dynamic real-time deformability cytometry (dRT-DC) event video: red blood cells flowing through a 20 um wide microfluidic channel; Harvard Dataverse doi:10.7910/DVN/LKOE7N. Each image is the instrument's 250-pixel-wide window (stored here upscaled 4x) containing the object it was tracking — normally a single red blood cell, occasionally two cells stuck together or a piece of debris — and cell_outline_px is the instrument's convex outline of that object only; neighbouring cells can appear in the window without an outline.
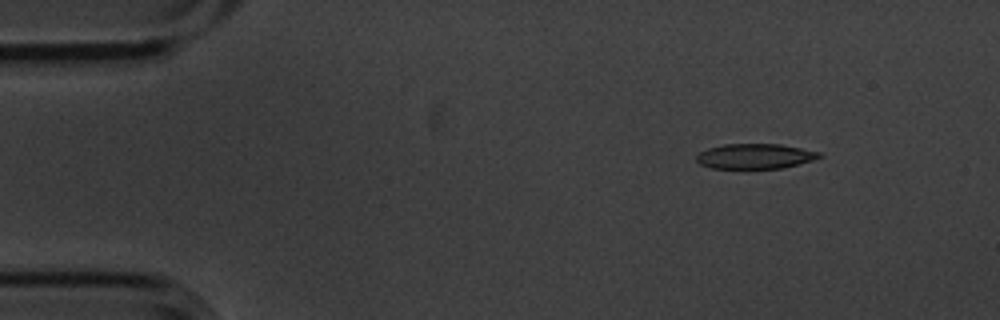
{"species": "common noctule bat (a hibernating species)", "species_latin": "Nyctalus noctula", "temperature_condition": "cold", "stored_images_in_passage": 4, "camera_frame_rate_fps": 3000, "um_per_image_px": 0.085, "animal": {"sex": "male", "body_mass_g": 20.1, "forearm_length_mm": 53.5}, "frame": {"image": 1, "passage_image": 1, "time_ms": 0.0, "image_size_px": [1000, 320], "cell_outline_px": [[824, 156], [812, 160], [780, 168], [712, 168], [700, 164], [696, 160], [696, 156], [700, 152], [708, 148], [724, 144], [780, 144], [820, 152]], "centroid_in_image_um": [64.16, 13.27], "position_along_channel_um": 20.8, "area_um2": 17.74}}
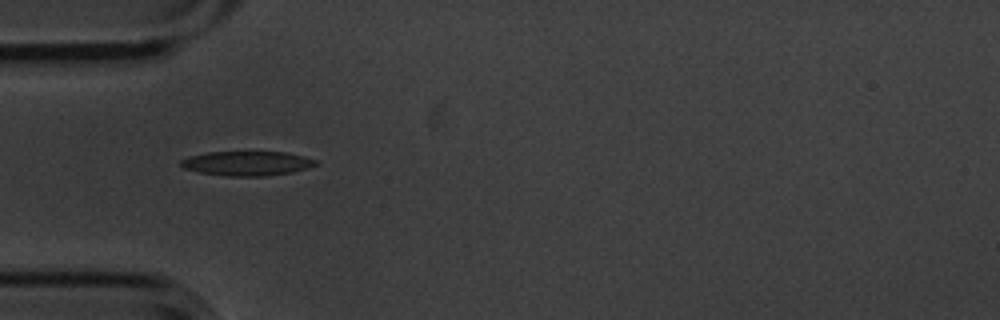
{"frame": {"image": 2, "passage_image": 4, "time_ms": 1.0, "image_size_px": [1000, 320], "cell_outline_px": [[320, 164], [308, 168], [292, 172], [264, 176], [228, 176], [200, 172], [184, 168], [180, 164], [180, 160], [188, 156], [208, 152], [288, 152], [304, 156], [316, 160]], "centroid_in_image_um": [21.03, 13.88], "position_along_channel_um": 64.0, "area_um2": 19.25}}